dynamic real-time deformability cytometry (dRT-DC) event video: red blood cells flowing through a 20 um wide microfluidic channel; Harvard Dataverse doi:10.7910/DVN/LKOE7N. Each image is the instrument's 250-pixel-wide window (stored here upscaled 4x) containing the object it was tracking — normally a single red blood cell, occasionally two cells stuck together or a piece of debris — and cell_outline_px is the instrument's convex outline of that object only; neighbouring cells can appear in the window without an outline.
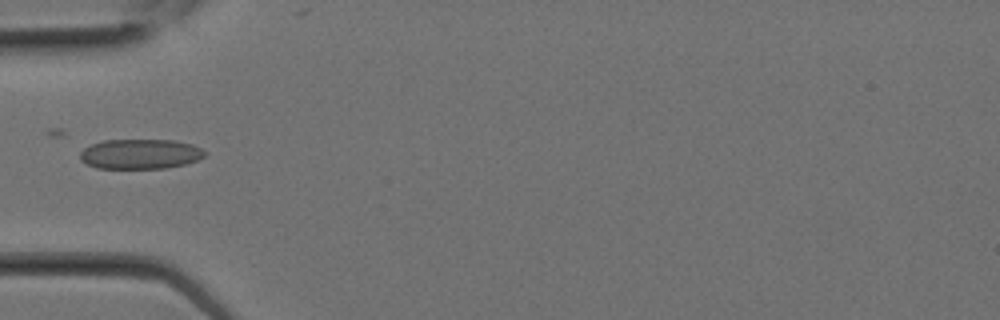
{"species": "Egyptian fruit bat (a non-hibernating species)", "species_latin": "Rousettus aegyptiacus", "temperature_condition": "room temperature", "stored_images_in_passage": 1, "camera_frame_rate_fps": 3000, "um_per_image_px": 0.085, "animal": {"sex": "female"}, "frame": {"image": 1, "passage_image": 1, "time_ms": 0.0, "image_size_px": [1000, 320], "cell_outline_px": [[204, 156], [196, 160], [184, 164], [164, 168], [96, 168], [80, 160], [80, 152], [84, 148], [92, 144], [104, 140], [176, 140], [192, 144], [200, 148], [204, 152]], "centroid_in_image_um": [11.89, 13.08], "position_along_channel_um": 73.1, "area_um2": 21.56}}